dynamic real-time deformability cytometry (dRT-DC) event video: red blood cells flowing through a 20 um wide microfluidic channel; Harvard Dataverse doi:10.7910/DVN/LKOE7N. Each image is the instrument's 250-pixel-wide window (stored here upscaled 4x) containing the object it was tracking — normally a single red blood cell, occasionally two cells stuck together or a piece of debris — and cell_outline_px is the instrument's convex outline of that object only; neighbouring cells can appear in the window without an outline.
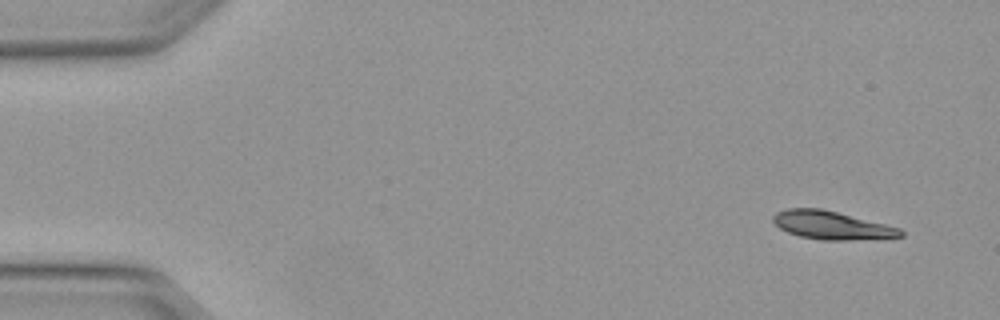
{"species": "Egyptian fruit bat (a non-hibernating species)", "species_latin": "Rousettus aegyptiacus", "temperature_condition": "warm", "stored_images_in_passage": 4, "camera_frame_rate_fps": 3000, "um_per_image_px": 0.085, "animal": {"sex": "female"}, "frame": {"image": 1, "passage_image": 1, "time_ms": 0.0, "image_size_px": [1000, 320], "cell_outline_px": [[904, 236], [848, 240], [824, 240], [800, 236], [788, 232], [780, 228], [772, 220], [772, 216], [776, 212], [788, 208], [820, 208], [900, 228], [904, 232]], "centroid_in_image_um": [70.65, 19.14], "position_along_channel_um": 14.3, "area_um2": 20.58}}
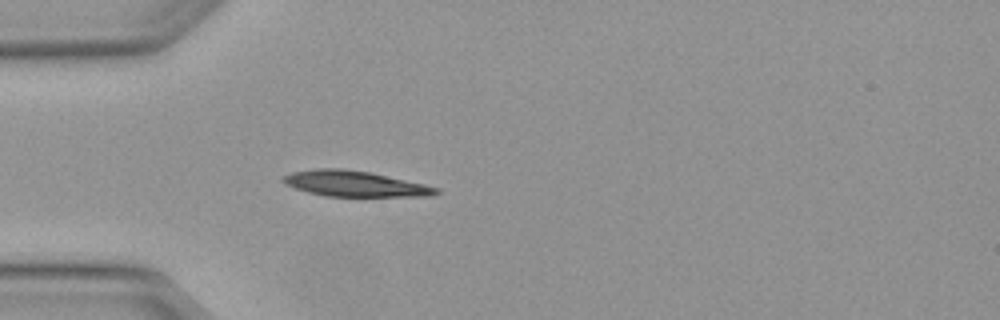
{"frame": {"image": 2, "passage_image": 4, "time_ms": 1.0, "image_size_px": [1000, 320], "cell_outline_px": [[440, 192], [428, 196], [324, 196], [308, 192], [284, 184], [280, 180], [280, 176], [292, 172], [316, 168], [340, 168], [368, 172], [424, 184], [440, 188]], "centroid_in_image_um": [30.09, 15.61], "position_along_channel_um": 54.9, "area_um2": 22.77}}